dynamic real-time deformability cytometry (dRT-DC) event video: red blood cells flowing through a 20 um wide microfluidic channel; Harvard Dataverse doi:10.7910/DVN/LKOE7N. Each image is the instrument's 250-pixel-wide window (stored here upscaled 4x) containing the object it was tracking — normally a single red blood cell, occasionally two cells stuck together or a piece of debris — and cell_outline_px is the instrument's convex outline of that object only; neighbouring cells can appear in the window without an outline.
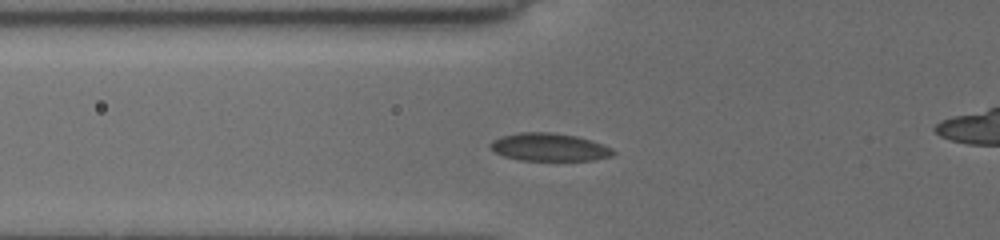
{"species": "common noctule bat (a hibernating species)", "species_latin": "Nyctalus noctula", "temperature_condition": "cold", "stored_images_in_passage": 33, "camera_frame_rate_fps": 3000, "um_per_image_px": 0.085, "animal": {"sex": "female", "body_mass_g": 19.5, "forearm_length_mm": 54.1}, "frame": {"image": 1, "passage_image": 10, "time_ms": 4.333, "image_size_px": [1000, 240], "cell_outline_px": [[616, 152], [612, 156], [592, 160], [520, 160], [504, 156], [496, 152], [488, 144], [492, 140], [500, 136], [520, 132], [552, 132], [576, 136], [612, 148]], "centroid_in_image_um": [46.65, 12.5], "position_along_channel_um": 79.1, "area_um2": 19.77}}
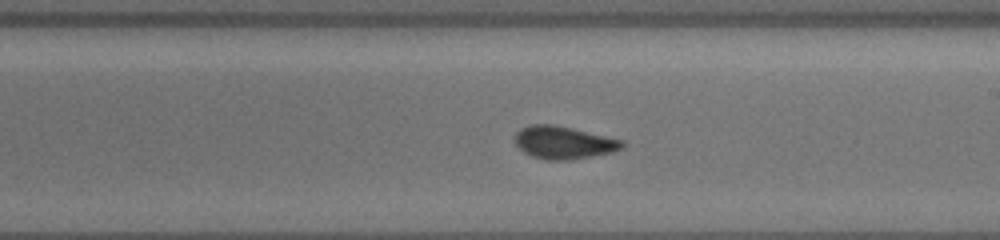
{"frame": {"image": 2, "passage_image": 19, "time_ms": 8.667, "image_size_px": [1000, 240], "cell_outline_px": [[624, 148], [612, 152], [572, 160], [548, 160], [532, 156], [524, 152], [516, 144], [516, 132], [520, 128], [532, 124], [552, 124], [572, 128], [624, 140]], "centroid_in_image_um": [47.93, 12.11], "position_along_channel_um": 241.1, "area_um2": 20.4}}
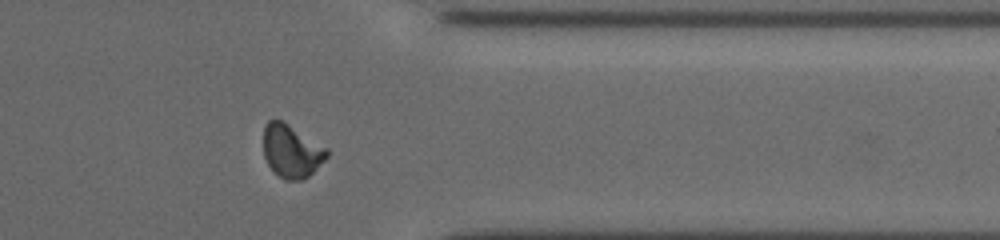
{"frame": {"image": 3, "passage_image": 26, "time_ms": 12.667, "image_size_px": [1000, 240], "cell_outline_px": [[328, 156], [304, 180], [284, 180], [276, 176], [268, 164], [264, 156], [264, 128], [268, 120], [280, 120], [288, 124], [328, 148]], "centroid_in_image_um": [24.77, 12.87], "position_along_channel_um": 386.6, "area_um2": 19.54}, "authors_computed_cell_mechanics": {"area_um2": 19.652, "velocity_mm_per_s": 3.7482, "shape_relaxation_time_tau1_ms": 3.6504, "shape_relaxation_time_tau2_ms": 1.3727, "deformation_change_tau1": 0.1205, "deformation_change_tau2": 0.0478}}